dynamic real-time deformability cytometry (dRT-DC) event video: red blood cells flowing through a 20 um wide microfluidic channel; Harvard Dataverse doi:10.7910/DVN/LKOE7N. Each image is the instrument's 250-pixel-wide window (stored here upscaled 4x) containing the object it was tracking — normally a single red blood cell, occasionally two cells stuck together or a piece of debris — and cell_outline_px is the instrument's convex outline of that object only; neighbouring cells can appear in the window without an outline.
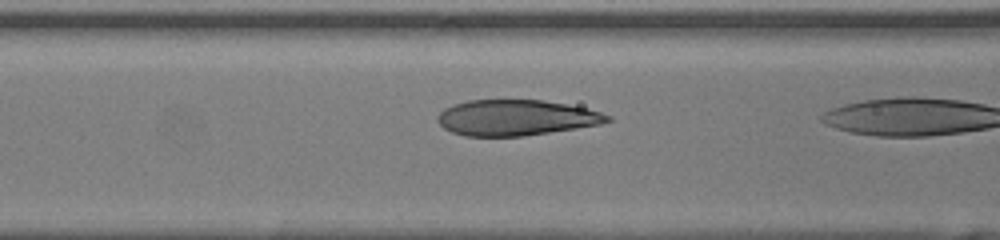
{"species": "human", "species_latin": "Homo sapiens", "temperature_condition": "room temperature", "stored_images_in_passage": 4, "camera_frame_rate_fps": 3000, "um_per_image_px": 0.085, "donor": {"sex": "female"}, "frame": {"image": 1, "passage_image": 3, "time_ms": 0.667, "image_size_px": [1000, 240], "cell_outline_px": [[612, 120], [600, 124], [576, 128], [524, 136], [464, 136], [452, 132], [444, 128], [436, 120], [436, 116], [444, 108], [468, 100], [540, 100], [564, 104], [584, 108], [600, 112], [612, 116]], "centroid_in_image_um": [43.83, 10.01], "position_along_channel_um": 122.8, "area_um2": 35.14}}